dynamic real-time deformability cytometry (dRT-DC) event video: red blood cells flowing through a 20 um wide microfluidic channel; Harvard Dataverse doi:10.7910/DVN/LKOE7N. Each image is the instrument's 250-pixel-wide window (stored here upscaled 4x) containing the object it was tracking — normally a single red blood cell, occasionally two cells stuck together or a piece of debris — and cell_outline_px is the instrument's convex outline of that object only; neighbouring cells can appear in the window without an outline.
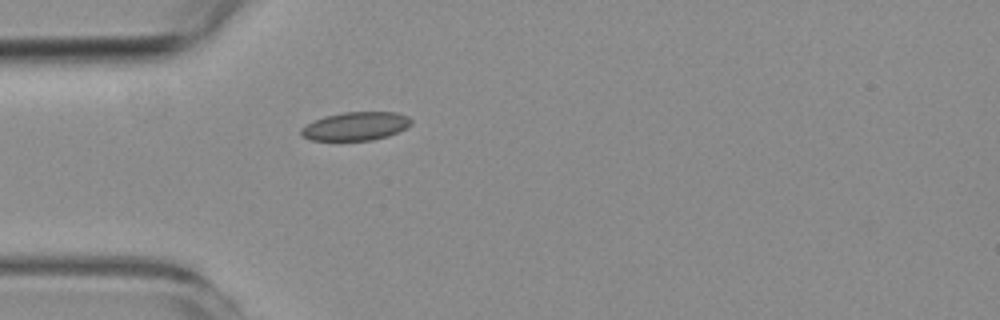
{"species": "common noctule bat (a hibernating species)", "species_latin": "Nyctalus noctula", "temperature_condition": "room temperature", "stored_images_in_passage": 1, "camera_frame_rate_fps": 3000, "um_per_image_px": 0.085, "animal": {"sex": "female", "body_mass_g": 19.3, "forearm_length_mm": 54.1}, "frame": {"image": 1, "passage_image": 1, "time_ms": 0.0, "image_size_px": [1000, 320], "cell_outline_px": [[412, 124], [388, 136], [372, 140], [312, 140], [300, 136], [300, 128], [312, 120], [324, 116], [344, 112], [396, 112], [408, 116], [412, 120]], "centroid_in_image_um": [30.19, 10.72], "position_along_channel_um": 54.8, "area_um2": 18.32}}